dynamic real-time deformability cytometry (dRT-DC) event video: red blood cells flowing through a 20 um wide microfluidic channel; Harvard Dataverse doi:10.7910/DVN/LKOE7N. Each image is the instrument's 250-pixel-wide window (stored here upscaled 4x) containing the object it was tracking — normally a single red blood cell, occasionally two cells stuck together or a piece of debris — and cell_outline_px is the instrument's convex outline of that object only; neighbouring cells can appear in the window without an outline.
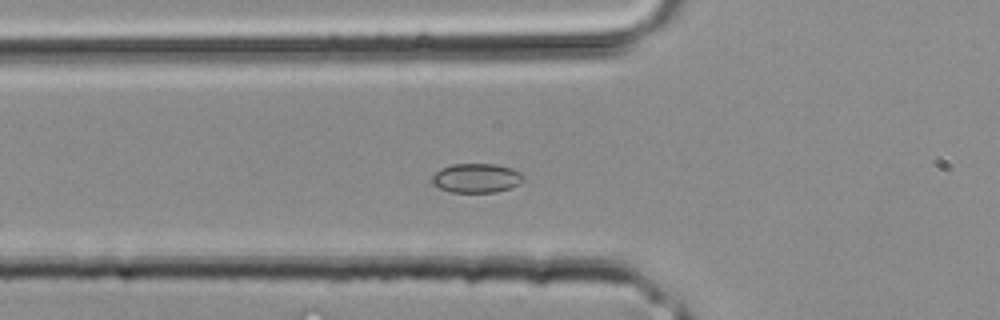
{"species": "common noctule bat (a hibernating species)", "species_latin": "Nyctalus noctula", "temperature_condition": "room temperature", "stored_images_in_passage": 25, "camera_frame_rate_fps": 3000, "um_per_image_px": 0.085, "animal": {"sex": "male", "body_mass_g": 20.4}, "frame": {"image": 1, "passage_image": 3, "time_ms": 0.667, "image_size_px": [1000, 320], "cell_outline_px": [[524, 180], [508, 188], [496, 192], [452, 192], [440, 188], [432, 184], [432, 176], [440, 168], [452, 164], [496, 164], [512, 168], [520, 172], [524, 176]], "centroid_in_image_um": [40.48, 15.12], "position_along_channel_um": 85.3, "area_um2": 15.49}}
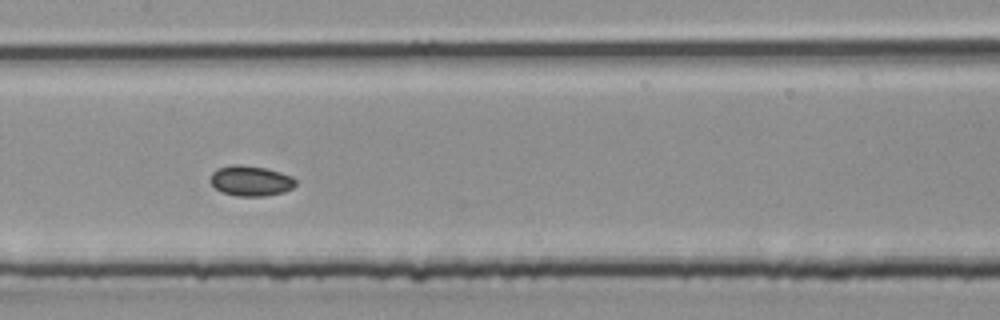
{"frame": {"image": 2, "passage_image": 8, "time_ms": 2.333, "image_size_px": [1000, 320], "cell_outline_px": [[296, 184], [292, 188], [284, 192], [264, 196], [236, 196], [220, 192], [208, 180], [212, 172], [216, 168], [232, 164], [240, 164], [268, 168], [292, 176], [296, 180]], "centroid_in_image_um": [21.28, 15.36], "position_along_channel_um": 186.1, "area_um2": 15.37}}
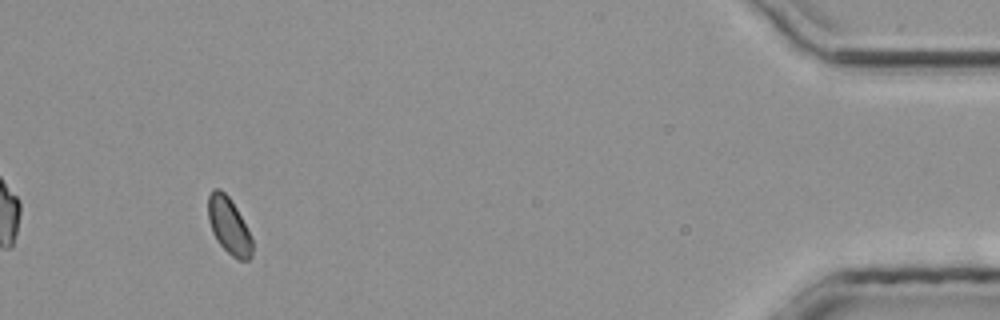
{"frame": {"image": 3, "passage_image": 23, "time_ms": 7.333, "image_size_px": [1000, 320], "cell_outline_px": [[252, 256], [248, 260], [236, 260], [216, 240], [212, 232], [208, 220], [208, 196], [212, 188], [220, 188], [228, 196], [236, 208], [252, 240]], "centroid_in_image_um": [19.42, 19.19], "position_along_channel_um": 415.8, "area_um2": 14.39}}